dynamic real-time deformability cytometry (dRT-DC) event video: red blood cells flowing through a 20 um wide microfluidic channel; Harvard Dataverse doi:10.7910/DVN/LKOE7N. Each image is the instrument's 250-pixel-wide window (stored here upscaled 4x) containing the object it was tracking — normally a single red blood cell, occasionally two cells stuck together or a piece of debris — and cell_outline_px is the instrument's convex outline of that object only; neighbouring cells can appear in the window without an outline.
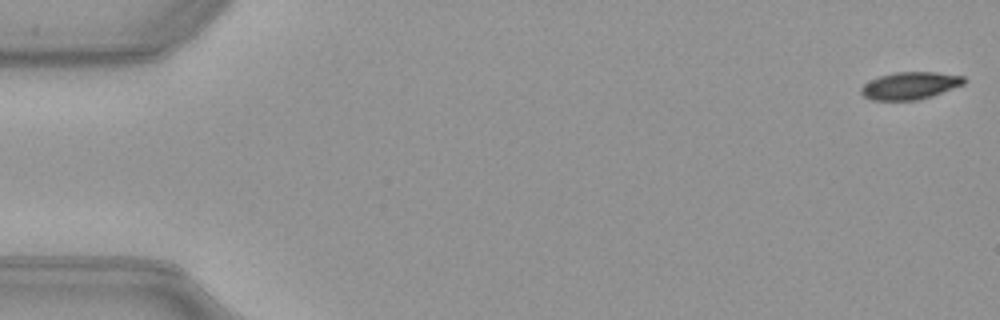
{"species": "common noctule bat (a hibernating species)", "species_latin": "Nyctalus noctula", "temperature_condition": "warm", "stored_images_in_passage": 52, "camera_frame_rate_fps": 3000, "um_per_image_px": 0.085, "animal": {"sex": "female", "body_mass_g": 21.9}, "frame": {"image": 1, "passage_image": 1, "time_ms": 0.0, "image_size_px": [1000, 320], "cell_outline_px": [[964, 84], [932, 96], [916, 100], [872, 100], [864, 96], [860, 92], [860, 88], [868, 80], [880, 76], [896, 72], [936, 72], [964, 76]], "centroid_in_image_um": [77.33, 7.28], "position_along_channel_um": 7.7, "area_um2": 16.36}}
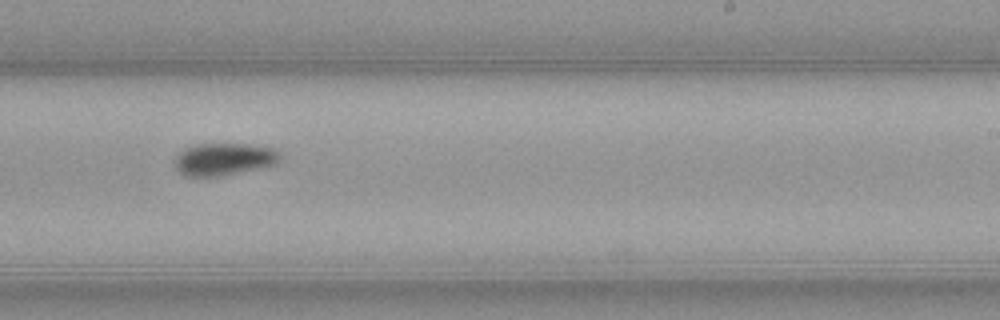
{"frame": {"image": 2, "passage_image": 32, "time_ms": 10.333, "image_size_px": [1000, 320], "cell_outline_px": [[284, 156], [276, 164], [260, 168], [224, 176], [184, 176], [176, 168], [176, 156], [184, 148], [196, 144], [248, 144], [272, 148], [280, 152]], "centroid_in_image_um": [19.08, 13.53], "position_along_channel_um": 269.9, "area_um2": 20.0}}
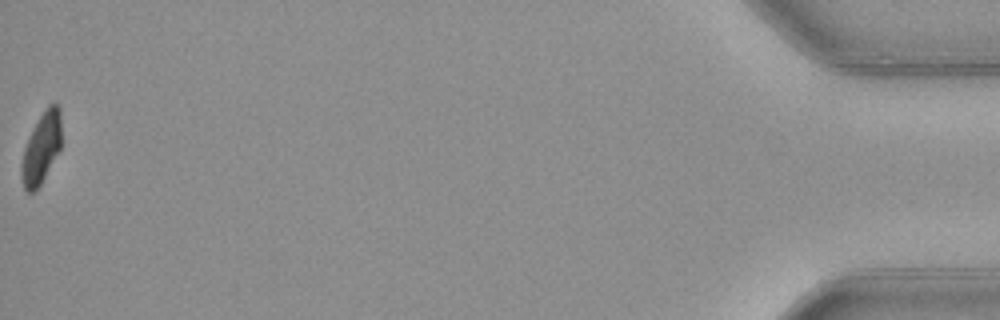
{"frame": {"image": 3, "passage_image": 52, "time_ms": 17.0, "image_size_px": [1000, 320], "cell_outline_px": [[60, 148], [36, 192], [28, 192], [24, 188], [20, 176], [20, 168], [24, 148], [44, 108], [48, 104], [56, 100], [60, 108]], "centroid_in_image_um": [3.51, 12.58], "position_along_channel_um": 431.7, "area_um2": 16.3}, "authors_computed_cell_mechanics": {"area_um2": 18.4093, "velocity_mm_per_s": 3.9974, "shape_relaxation_time_tau1_ms": 3.6171, "shape_relaxation_time_tau2_ms": null, "deformation_change_tau1": 0.1369, "deformation_change_tau2": null}}